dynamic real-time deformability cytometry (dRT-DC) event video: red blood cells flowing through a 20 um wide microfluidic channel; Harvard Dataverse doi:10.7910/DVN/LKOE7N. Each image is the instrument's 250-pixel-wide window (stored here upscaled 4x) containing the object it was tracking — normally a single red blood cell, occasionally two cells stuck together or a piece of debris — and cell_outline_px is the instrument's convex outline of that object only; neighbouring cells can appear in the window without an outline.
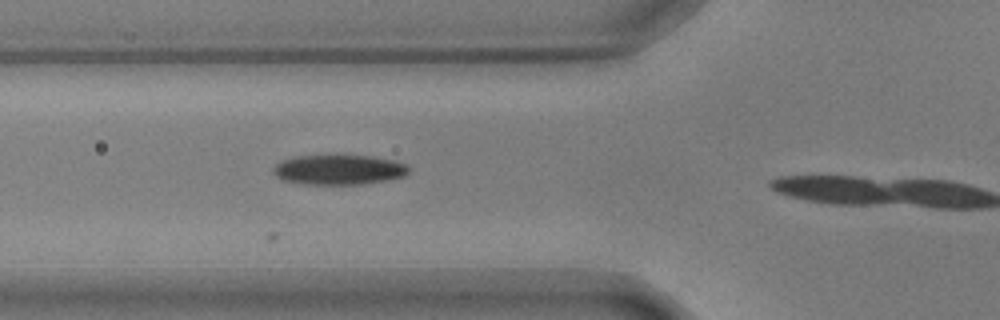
{"species": "common noctule bat (a hibernating species)", "species_latin": "Nyctalus noctula", "temperature_condition": "warm", "stored_images_in_passage": 6, "camera_frame_rate_fps": 3000, "um_per_image_px": 0.085, "animal": {"sex": "male", "body_mass_g": 17.9, "forearm_length_mm": 54.2}, "frame": {"image": 1, "passage_image": 5, "time_ms": 1.333, "image_size_px": [1000, 320], "cell_outline_px": [[408, 172], [404, 176], [364, 184], [304, 184], [284, 180], [276, 176], [272, 172], [272, 168], [280, 160], [296, 156], [372, 156], [396, 160], [408, 164]], "centroid_in_image_um": [28.79, 14.42], "position_along_channel_um": 97.0, "area_um2": 23.58}}